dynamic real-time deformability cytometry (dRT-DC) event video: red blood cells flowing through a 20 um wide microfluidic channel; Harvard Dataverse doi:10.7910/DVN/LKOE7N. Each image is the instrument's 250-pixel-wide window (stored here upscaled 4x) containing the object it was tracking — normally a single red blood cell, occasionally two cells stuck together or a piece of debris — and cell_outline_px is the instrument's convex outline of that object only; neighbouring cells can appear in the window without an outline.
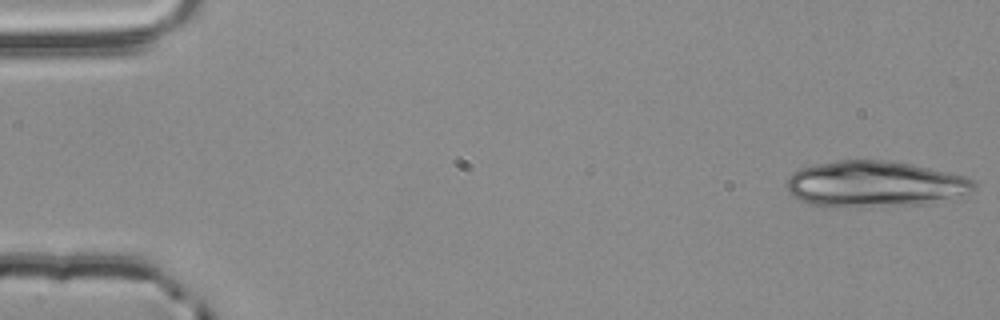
{"species": "common noctule bat (a hibernating species)", "species_latin": "Nyctalus noctula", "temperature_condition": "room temperature", "stored_images_in_passage": 18, "camera_frame_rate_fps": 3000, "um_per_image_px": 0.085, "animal": {"sex": "male", "body_mass_g": 20.4}, "frame": {"image": 1, "passage_image": 1, "time_ms": 0.0, "image_size_px": [1000, 320], "cell_outline_px": [[976, 188], [968, 192], [924, 204], [864, 208], [848, 208], [808, 204], [792, 196], [788, 192], [784, 184], [792, 172], [800, 168], [816, 164], [836, 160], [888, 160], [912, 164], [948, 172], [964, 176], [976, 180]], "centroid_in_image_um": [74.28, 15.65], "position_along_channel_um": 10.7, "area_um2": 50.81}}